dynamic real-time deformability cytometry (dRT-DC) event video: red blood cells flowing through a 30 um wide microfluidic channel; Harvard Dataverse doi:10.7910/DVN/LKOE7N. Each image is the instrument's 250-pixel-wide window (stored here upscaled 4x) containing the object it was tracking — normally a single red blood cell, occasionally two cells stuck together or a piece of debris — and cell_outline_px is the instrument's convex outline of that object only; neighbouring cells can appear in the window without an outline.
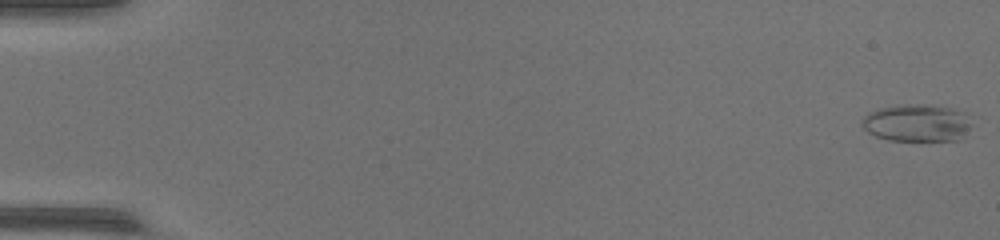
{"species": "common noctule bat (a hibernating species)", "species_latin": "Nyctalus noctula", "temperature_condition": "warm", "stored_images_in_passage": 49, "camera_frame_rate_fps": 3000, "um_per_image_px": 0.085, "animal": {"sex": "female", "body_mass_g": 17.0, "forearm_length_mm": 48.0}, "frame": {"image": 1, "passage_image": 1, "time_ms": 0.0, "image_size_px": [1000, 240], "cell_outline_px": [[972, 124], [956, 140], [888, 140], [876, 136], [868, 132], [860, 124], [860, 120], [864, 116], [880, 108], [904, 104], [924, 104], [948, 108], [964, 112]], "centroid_in_image_um": [77.88, 10.44], "position_along_channel_um": 7.1, "area_um2": 23.47}}
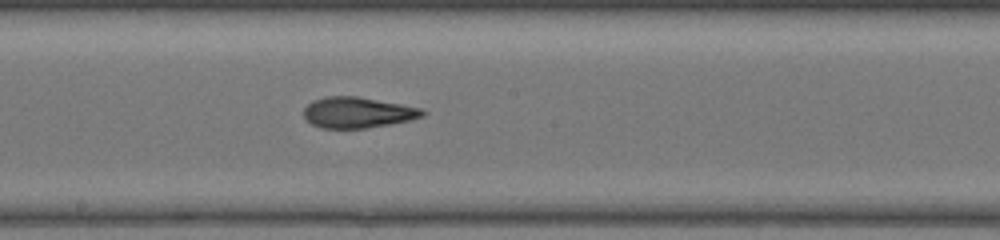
{"frame": {"image": 2, "passage_image": 28, "time_ms": 9.0, "image_size_px": [1000, 240], "cell_outline_px": [[428, 112], [424, 116], [408, 120], [368, 128], [320, 128], [312, 124], [304, 116], [304, 108], [312, 100], [324, 96], [356, 96], [400, 104], [420, 108]], "centroid_in_image_um": [30.38, 9.56], "position_along_channel_um": 217.8, "area_um2": 21.21}}
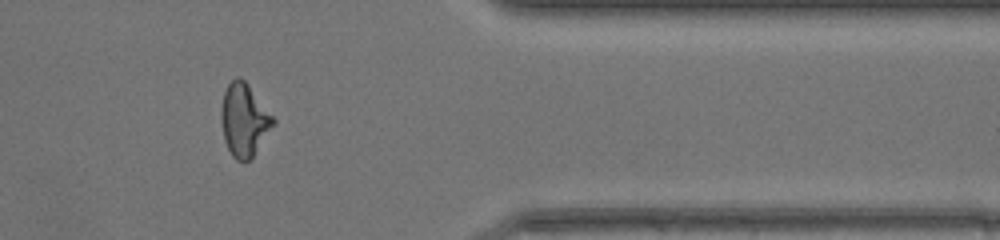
{"frame": {"image": 3, "passage_image": 41, "time_ms": 13.333, "image_size_px": [1000, 240], "cell_outline_px": [[276, 124], [252, 156], [248, 160], [236, 160], [232, 156], [224, 140], [220, 116], [220, 112], [224, 92], [228, 84], [236, 76], [240, 76], [248, 84], [276, 120]], "centroid_in_image_um": [20.75, 10.18], "position_along_channel_um": 390.7, "area_um2": 21.96}, "authors_computed_cell_mechanics": {"area_um2": 22.253, "velocity_mm_per_s": 4.3788, "shape_relaxation_time_tau1_ms": 8.4864, "shape_relaxation_time_tau2_ms": 2.0034, "deformation_change_tau1": 0.2777, "deformation_change_tau2": 0.0988}}